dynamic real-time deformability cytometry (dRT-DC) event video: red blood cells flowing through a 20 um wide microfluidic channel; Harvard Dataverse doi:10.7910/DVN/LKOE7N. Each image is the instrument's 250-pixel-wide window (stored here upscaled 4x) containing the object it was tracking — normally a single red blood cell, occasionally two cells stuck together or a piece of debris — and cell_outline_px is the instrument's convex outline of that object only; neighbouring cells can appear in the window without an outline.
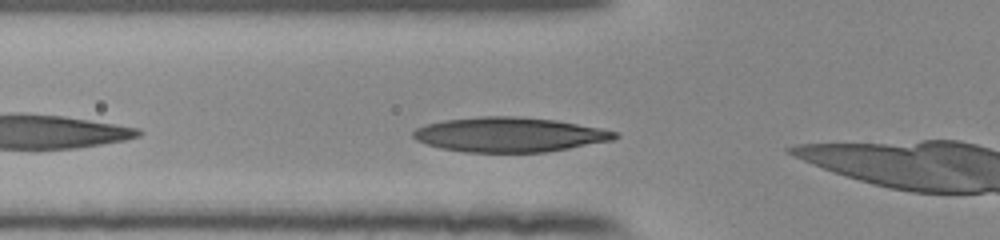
{"species": "human", "species_latin": "Homo sapiens", "temperature_condition": "room temperature", "stored_images_in_passage": 30, "camera_frame_rate_fps": 3000, "um_per_image_px": 0.085, "donor": {"sex": "female"}, "frame": {"image": 1, "passage_image": 2, "time_ms": 0.333, "image_size_px": [1000, 240], "cell_outline_px": [[620, 136], [612, 140], [568, 148], [544, 152], [464, 152], [440, 148], [416, 140], [412, 136], [412, 132], [416, 128], [428, 124], [444, 120], [480, 116], [520, 116], [556, 120], [600, 128], [616, 132]], "centroid_in_image_um": [43.28, 11.44], "position_along_channel_um": 82.5, "area_um2": 40.58}}
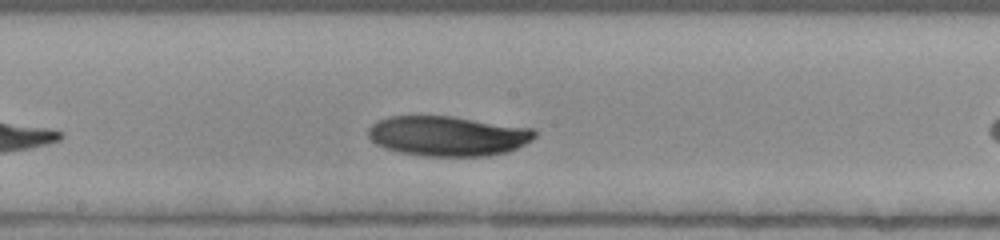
{"frame": {"image": 2, "passage_image": 12, "time_ms": 3.667, "image_size_px": [1000, 240], "cell_outline_px": [[536, 136], [532, 140], [508, 152], [488, 156], [424, 156], [400, 152], [384, 148], [376, 144], [368, 136], [368, 128], [376, 120], [388, 116], [452, 116], [532, 128], [536, 132]], "centroid_in_image_um": [38.04, 11.55], "position_along_channel_um": 210.2, "area_um2": 38.96}}
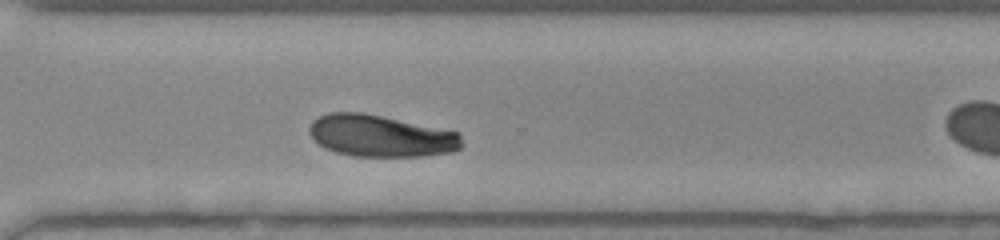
{"frame": {"image": 3, "passage_image": 22, "time_ms": 7.0, "image_size_px": [1000, 240], "cell_outline_px": [[464, 144], [460, 148], [452, 152], [424, 156], [356, 156], [336, 152], [324, 148], [308, 132], [308, 128], [312, 120], [328, 112], [364, 112], [460, 132]], "centroid_in_image_um": [32.39, 11.54], "position_along_channel_um": 338.2, "area_um2": 37.4}, "authors_computed_cell_mechanics": {"area_um2": 38.6971, "velocity_mm_per_s": 3.8319, "shape_relaxation_time_tau1_ms": 4.0734, "shape_relaxation_time_tau2_ms": null, "deformation_change_tau1": 0.132, "deformation_change_tau2": null}}